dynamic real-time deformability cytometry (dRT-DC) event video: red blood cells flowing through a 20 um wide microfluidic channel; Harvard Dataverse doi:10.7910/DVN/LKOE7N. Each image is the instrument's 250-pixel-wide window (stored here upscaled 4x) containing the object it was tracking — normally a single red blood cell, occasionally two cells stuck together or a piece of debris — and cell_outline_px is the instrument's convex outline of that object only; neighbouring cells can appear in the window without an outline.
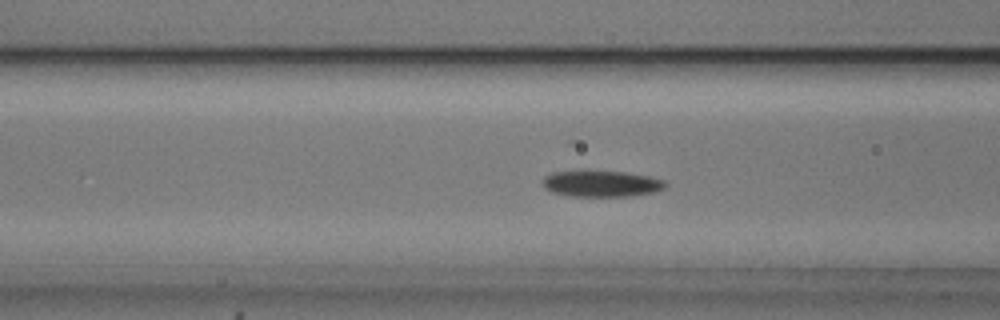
{"species": "common noctule bat (a hibernating species)", "species_latin": "Nyctalus noctula", "temperature_condition": "cold", "stored_images_in_passage": 38, "camera_frame_rate_fps": 3000, "um_per_image_px": 0.085, "animal": {"sex": "male", "body_mass_g": 20.5, "forearm_length_mm": 52.5}, "frame": {"image": 1, "passage_image": 11, "time_ms": 3.333, "image_size_px": [1000, 320], "cell_outline_px": [[668, 184], [664, 188], [652, 192], [632, 196], [568, 196], [552, 192], [544, 188], [544, 176], [552, 172], [624, 172], [648, 176], [664, 180]], "centroid_in_image_um": [51.13, 15.63], "position_along_channel_um": 115.5, "area_um2": 18.38}}
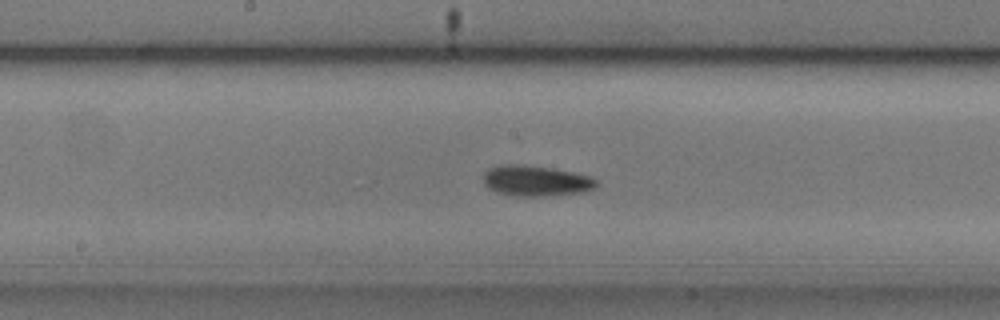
{"frame": {"image": 2, "passage_image": 18, "time_ms": 5.667, "image_size_px": [1000, 320], "cell_outline_px": [[600, 184], [592, 188], [580, 192], [544, 196], [512, 196], [496, 192], [488, 188], [484, 184], [484, 172], [488, 168], [500, 164], [520, 164], [552, 168], [572, 172], [588, 176], [596, 180]], "centroid_in_image_um": [45.48, 15.36], "position_along_channel_um": 202.7, "area_um2": 20.17}}
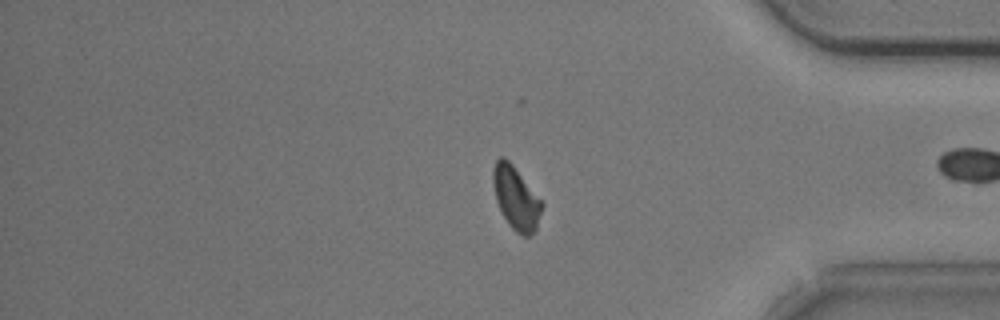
{"frame": {"image": 3, "passage_image": 35, "time_ms": 11.333, "image_size_px": [1000, 320], "cell_outline_px": [[544, 204], [536, 228], [528, 236], [524, 236], [516, 232], [508, 224], [496, 200], [492, 180], [492, 168], [496, 160], [500, 156], [504, 156], [512, 164]], "centroid_in_image_um": [43.84, 16.81], "position_along_channel_um": 391.4, "area_um2": 17.69}, "authors_computed_cell_mechanics": {"area_um2": 18.6983, "velocity_mm_per_s": 3.7235, "shape_relaxation_time_tau1_ms": 2.4706, "shape_relaxation_time_tau2_ms": null, "deformation_change_tau1": 0.1001, "deformation_change_tau2": null}}